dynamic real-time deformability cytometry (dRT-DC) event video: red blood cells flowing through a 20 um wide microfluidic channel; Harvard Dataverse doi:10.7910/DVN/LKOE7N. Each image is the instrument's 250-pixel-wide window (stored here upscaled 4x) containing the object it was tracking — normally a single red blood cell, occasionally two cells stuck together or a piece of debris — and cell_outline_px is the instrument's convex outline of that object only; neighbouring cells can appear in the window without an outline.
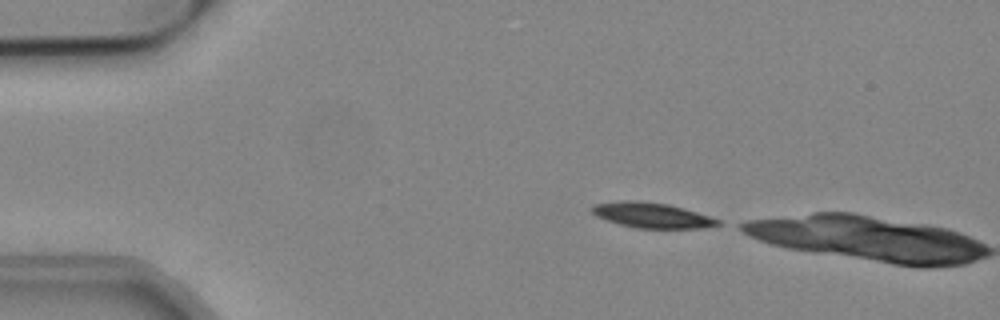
{"species": "common noctule bat (a hibernating species)", "species_latin": "Nyctalus noctula", "temperature_condition": "cold", "stored_images_in_passage": 2, "camera_frame_rate_fps": 3000, "um_per_image_px": 0.085, "animal": {"sex": "male", "body_mass_g": 19.2, "forearm_length_mm": 51.8}, "frame": {"image": 1, "passage_image": 1, "time_ms": 0.0, "image_size_px": [1000, 320], "cell_outline_px": [[720, 224], [704, 228], [636, 228], [620, 224], [596, 216], [592, 212], [592, 208], [596, 204], [620, 200], [640, 200], [668, 204], [684, 208], [720, 220]], "centroid_in_image_um": [55.41, 18.29], "position_along_channel_um": 29.6, "area_um2": 18.38}}